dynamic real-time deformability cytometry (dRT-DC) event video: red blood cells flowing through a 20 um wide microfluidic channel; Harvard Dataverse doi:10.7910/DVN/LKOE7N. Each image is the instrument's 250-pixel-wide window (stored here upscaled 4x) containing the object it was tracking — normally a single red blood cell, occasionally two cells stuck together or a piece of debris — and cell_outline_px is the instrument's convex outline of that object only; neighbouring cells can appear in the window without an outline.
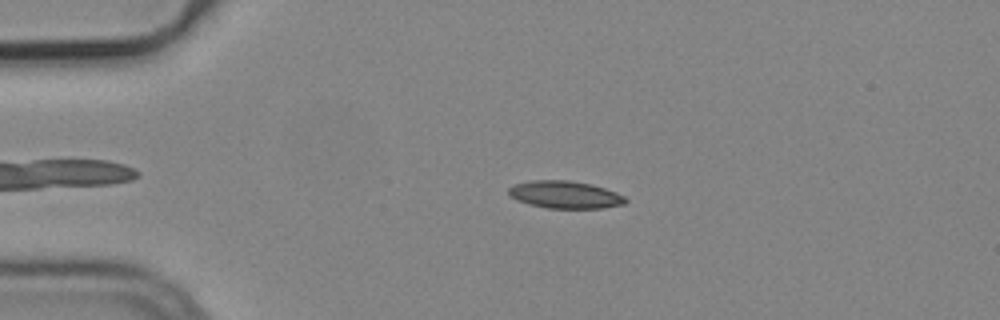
{"species": "common noctule bat (a hibernating species)", "species_latin": "Nyctalus noctula", "temperature_condition": "cold", "stored_images_in_passage": 59, "camera_frame_rate_fps": 3000, "um_per_image_px": 0.085, "animal": {"sex": "male", "body_mass_g": 19.2, "forearm_length_mm": 51.8}, "frame": {"image": 1, "passage_image": 12, "time_ms": 3.667, "image_size_px": [1000, 320], "cell_outline_px": [[628, 200], [624, 204], [600, 208], [548, 208], [528, 204], [516, 200], [508, 196], [508, 188], [516, 184], [528, 180], [568, 180], [592, 184], [616, 192], [624, 196]], "centroid_in_image_um": [47.99, 16.54], "position_along_channel_um": 37.0, "area_um2": 18.79}}
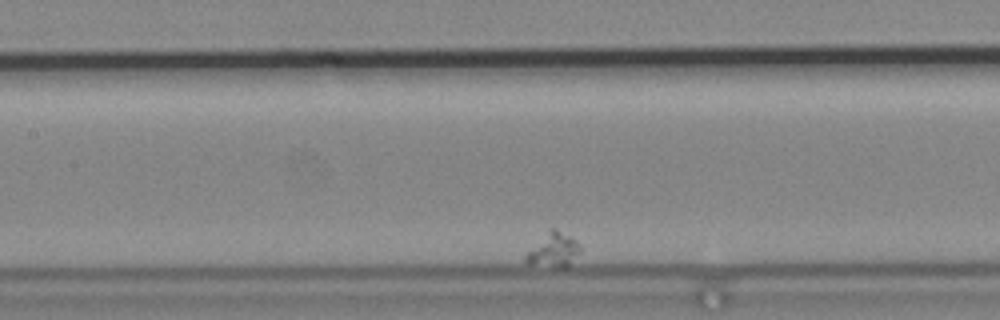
{"frame": {"image": 2, "passage_image": 32, "time_ms": 10.333, "image_size_px": [1000, 320], "cell_outline_px": [[580, 252], [568, 268], [556, 268], [528, 264], [524, 260], [524, 256], [552, 228], [556, 228], [576, 240], [580, 244]], "centroid_in_image_um": [47.09, 21.31], "position_along_channel_um": 160.3, "area_um2": 10.81}}
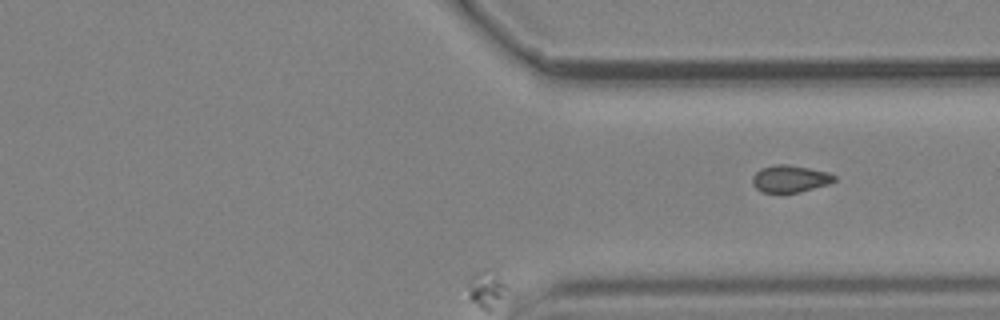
{"frame": {"image": 3, "passage_image": 59, "time_ms": 19.333, "image_size_px": [1000, 320], "cell_outline_px": [[836, 180], [828, 184], [800, 192], [784, 196], [764, 192], [756, 188], [752, 184], [752, 176], [760, 168], [772, 164], [788, 164], [828, 172], [836, 176]], "centroid_in_image_um": [67.11, 15.23], "position_along_channel_um": 344.3, "area_um2": 13.47}}